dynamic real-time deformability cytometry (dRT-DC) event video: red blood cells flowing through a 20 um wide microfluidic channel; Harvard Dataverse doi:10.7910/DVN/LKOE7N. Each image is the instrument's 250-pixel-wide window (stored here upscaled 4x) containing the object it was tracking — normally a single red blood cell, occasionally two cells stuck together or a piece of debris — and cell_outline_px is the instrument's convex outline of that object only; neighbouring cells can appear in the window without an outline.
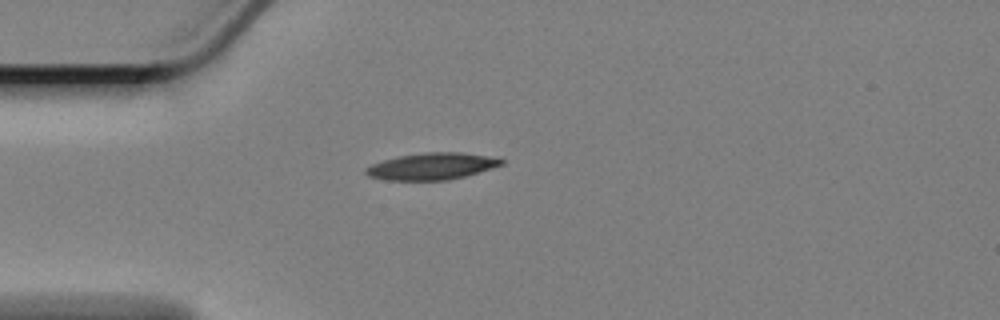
{"species": "Egyptian fruit bat (a non-hibernating species)", "species_latin": "Rousettus aegyptiacus", "temperature_condition": "cold", "stored_images_in_passage": 45, "camera_frame_rate_fps": 3000, "um_per_image_px": 0.085, "animal": {"sex": "female"}, "frame": {"image": 1, "passage_image": 1, "time_ms": 0.0, "image_size_px": [1000, 320], "cell_outline_px": [[504, 164], [492, 168], [464, 176], [448, 180], [384, 180], [368, 176], [364, 172], [364, 168], [372, 164], [384, 160], [400, 156], [424, 152], [460, 152], [484, 156], [504, 160]], "centroid_in_image_um": [36.65, 14.14], "position_along_channel_um": 48.4, "area_um2": 20.92}}
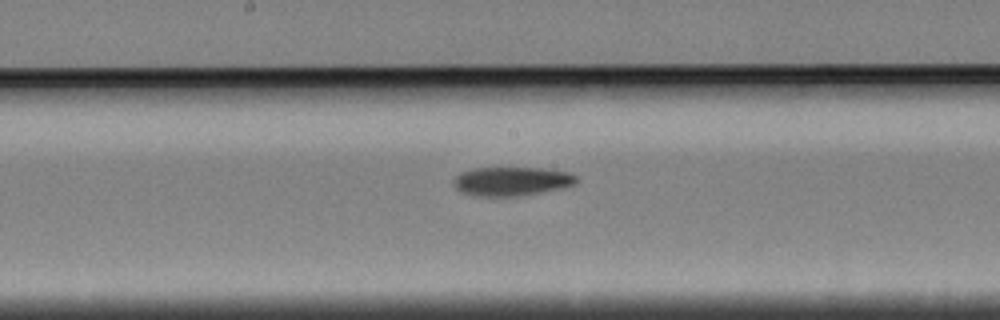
{"frame": {"image": 2, "passage_image": 16, "time_ms": 5.0, "image_size_px": [1000, 320], "cell_outline_px": [[576, 180], [572, 184], [560, 188], [520, 196], [472, 196], [460, 192], [452, 184], [452, 180], [460, 172], [472, 168], [540, 168], [568, 172], [576, 176]], "centroid_in_image_um": [43.38, 15.41], "position_along_channel_um": 204.8, "area_um2": 20.63}}
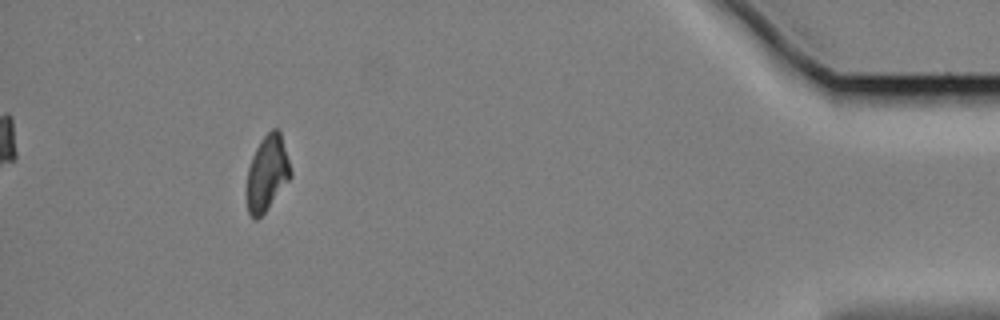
{"frame": {"image": 3, "passage_image": 40, "time_ms": 13.0, "image_size_px": [1000, 320], "cell_outline_px": [[292, 176], [268, 208], [256, 220], [252, 220], [248, 212], [244, 192], [248, 168], [252, 156], [260, 140], [272, 128], [276, 128], [280, 132], [292, 172]], "centroid_in_image_um": [22.66, 14.77], "position_along_channel_um": 412.5, "area_um2": 19.59}, "authors_computed_cell_mechanics": {"area_um2": 20.9236, "velocity_mm_per_s": 3.355, "shape_relaxation_time_tau1_ms": 5.672, "shape_relaxation_time_tau2_ms": null, "deformation_change_tau1": 0.1529, "deformation_change_tau2": null}}